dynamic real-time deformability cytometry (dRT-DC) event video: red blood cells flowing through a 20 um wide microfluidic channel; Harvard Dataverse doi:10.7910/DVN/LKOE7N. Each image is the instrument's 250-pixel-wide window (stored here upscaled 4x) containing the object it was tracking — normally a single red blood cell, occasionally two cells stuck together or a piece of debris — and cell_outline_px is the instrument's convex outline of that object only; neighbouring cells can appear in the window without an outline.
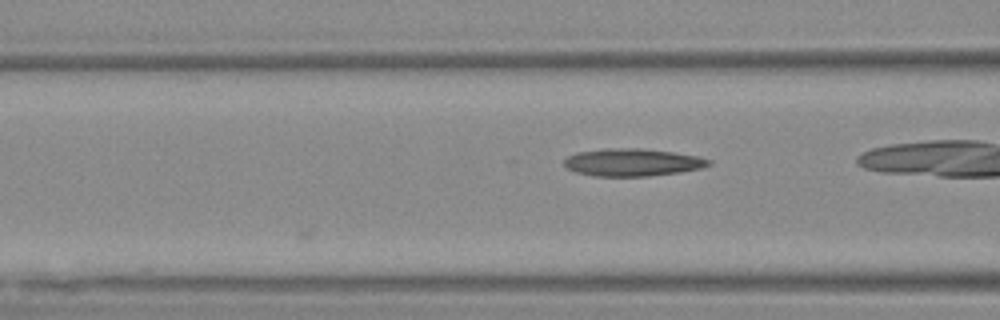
{"species": "Egyptian fruit bat (a non-hibernating species)", "species_latin": "Rousettus aegyptiacus", "temperature_condition": "warm", "stored_images_in_passage": 11, "camera_frame_rate_fps": 3000, "um_per_image_px": 0.085, "animal": {"sex": "female"}, "frame": {"image": 1, "passage_image": 7, "time_ms": 2.0, "image_size_px": [1000, 320], "cell_outline_px": [[712, 164], [700, 168], [680, 172], [648, 176], [596, 176], [576, 172], [568, 168], [564, 164], [564, 160], [568, 156], [576, 152], [604, 148], [640, 148], [672, 152], [700, 156], [712, 160]], "centroid_in_image_um": [53.77, 13.79], "position_along_channel_um": 112.8, "area_um2": 23.24}}